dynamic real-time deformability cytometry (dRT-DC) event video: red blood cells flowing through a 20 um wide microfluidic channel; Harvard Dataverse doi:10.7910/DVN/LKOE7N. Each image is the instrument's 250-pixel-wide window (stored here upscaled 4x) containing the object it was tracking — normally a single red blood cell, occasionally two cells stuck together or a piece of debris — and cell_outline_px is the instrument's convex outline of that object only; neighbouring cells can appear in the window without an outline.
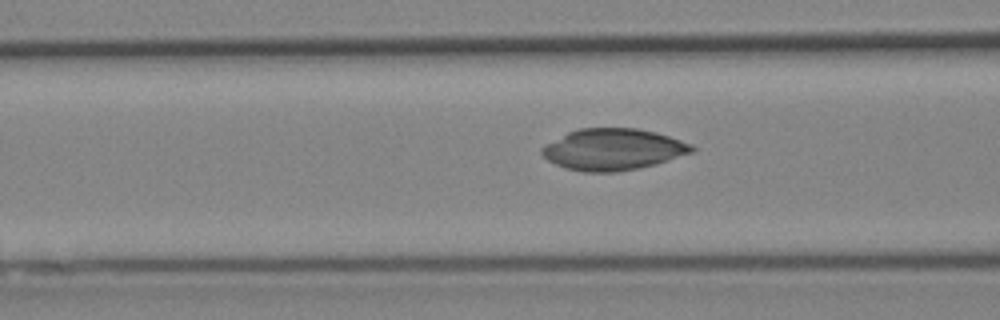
{"species": "Egyptian fruit bat (a non-hibernating species)", "species_latin": "Rousettus aegyptiacus", "temperature_condition": "cold", "stored_images_in_passage": 19, "camera_frame_rate_fps": 3000, "um_per_image_px": 0.085, "animal": {"sex": "female"}, "frame": {"image": 1, "passage_image": 16, "time_ms": 5.0, "image_size_px": [1000, 320], "cell_outline_px": [[696, 148], [692, 152], [656, 164], [640, 168], [616, 172], [584, 172], [564, 168], [548, 160], [540, 152], [540, 148], [544, 144], [568, 132], [580, 128], [636, 128], [656, 132], [692, 144]], "centroid_in_image_um": [52.08, 12.7], "position_along_channel_um": 114.5, "area_um2": 36.3}}